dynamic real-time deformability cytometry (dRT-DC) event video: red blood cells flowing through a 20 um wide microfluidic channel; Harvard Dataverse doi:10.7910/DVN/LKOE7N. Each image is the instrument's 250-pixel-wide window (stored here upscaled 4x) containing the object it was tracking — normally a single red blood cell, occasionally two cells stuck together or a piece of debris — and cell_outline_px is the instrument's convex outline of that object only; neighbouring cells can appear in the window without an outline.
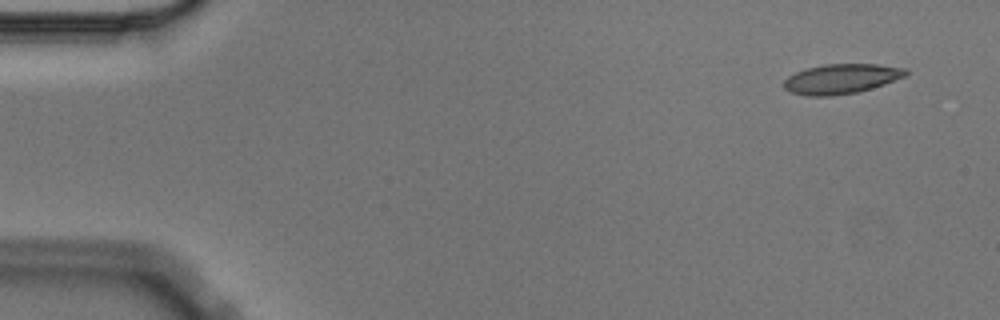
{"species": "Egyptian fruit bat (a non-hibernating species)", "species_latin": "Rousettus aegyptiacus", "temperature_condition": "cold", "stored_images_in_passage": 10, "camera_frame_rate_fps": 3000, "um_per_image_px": 0.085, "animal": {"sex": "male"}, "frame": {"image": 1, "passage_image": 1, "time_ms": 0.0, "image_size_px": [1000, 320], "cell_outline_px": [[908, 76], [872, 88], [856, 92], [832, 96], [804, 96], [792, 92], [784, 88], [784, 80], [788, 76], [796, 72], [808, 68], [824, 64], [880, 64], [908, 68]], "centroid_in_image_um": [71.55, 6.7], "position_along_channel_um": 13.4, "area_um2": 21.33}}
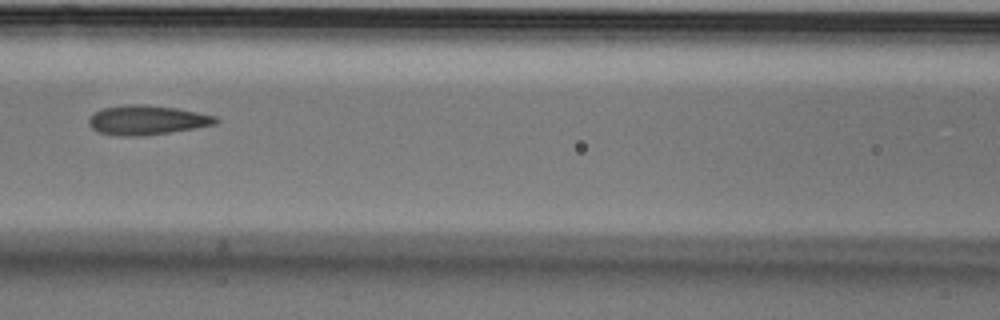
{"frame": {"image": 2, "passage_image": 6, "time_ms": 1.667, "image_size_px": [1000, 320], "cell_outline_px": [[220, 120], [216, 124], [196, 128], [144, 136], [116, 136], [100, 132], [92, 128], [88, 124], [88, 120], [96, 112], [104, 108], [124, 104], [140, 104], [176, 108], [216, 116]], "centroid_in_image_um": [12.5, 10.21], "position_along_channel_um": 154.1, "area_um2": 21.73}}
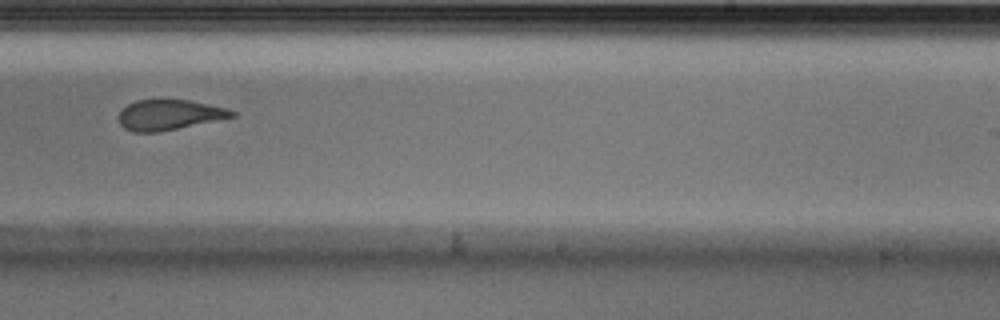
{"frame": {"image": 3, "passage_image": 9, "time_ms": 2.667, "image_size_px": [1000, 320], "cell_outline_px": [[236, 116], [160, 132], [132, 132], [124, 128], [120, 124], [120, 112], [128, 104], [136, 100], [192, 100], [224, 108], [236, 112]], "centroid_in_image_um": [14.38, 9.77], "position_along_channel_um": 274.6, "area_um2": 19.77}}